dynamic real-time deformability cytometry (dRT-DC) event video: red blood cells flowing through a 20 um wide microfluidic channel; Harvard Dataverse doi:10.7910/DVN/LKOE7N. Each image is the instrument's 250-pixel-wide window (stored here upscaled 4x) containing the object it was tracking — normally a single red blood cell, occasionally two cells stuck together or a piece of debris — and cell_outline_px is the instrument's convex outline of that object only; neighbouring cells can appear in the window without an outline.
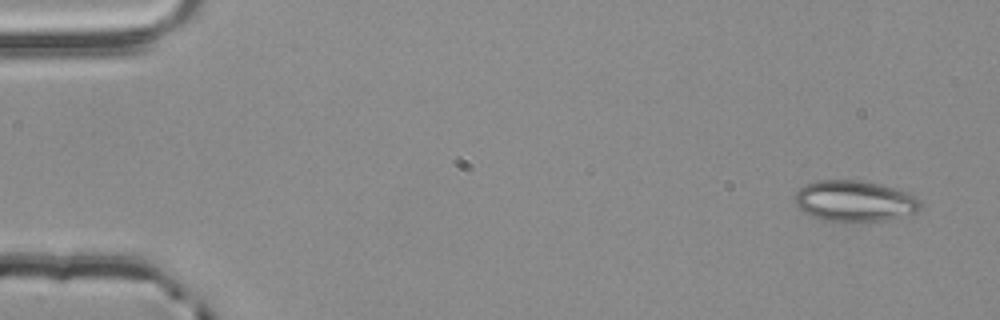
{"species": "common noctule bat (a hibernating species)", "species_latin": "Nyctalus noctula", "temperature_condition": "room temperature", "stored_images_in_passage": 4, "camera_frame_rate_fps": 3000, "um_per_image_px": 0.085, "animal": {"sex": "male", "body_mass_g": 20.4}, "frame": {"image": 1, "passage_image": 1, "time_ms": 0.0, "image_size_px": [1000, 320], "cell_outline_px": [[920, 208], [916, 212], [868, 224], [848, 224], [820, 220], [804, 212], [796, 204], [796, 192], [804, 184], [820, 180], [856, 180], [880, 184], [908, 192], [916, 196], [920, 200]], "centroid_in_image_um": [72.64, 17.13], "position_along_channel_um": 12.4, "area_um2": 30.69}}